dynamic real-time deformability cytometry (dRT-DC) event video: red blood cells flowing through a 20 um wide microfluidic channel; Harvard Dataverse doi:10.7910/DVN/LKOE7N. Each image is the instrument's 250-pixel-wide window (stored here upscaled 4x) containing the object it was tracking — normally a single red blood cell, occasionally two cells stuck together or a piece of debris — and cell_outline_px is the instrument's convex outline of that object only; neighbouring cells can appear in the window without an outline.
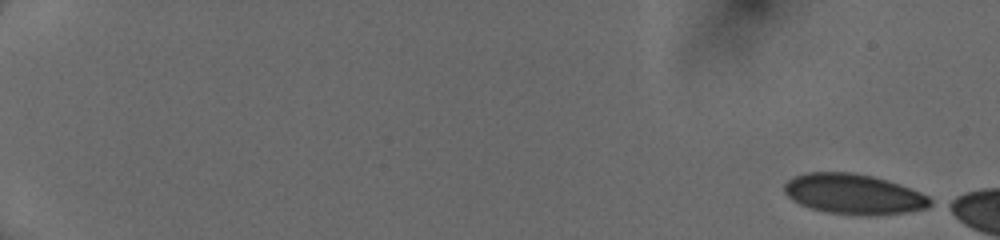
{"species": "human", "species_latin": "Homo sapiens", "temperature_condition": "cold", "stored_images_in_passage": 8, "camera_frame_rate_fps": 3000, "um_per_image_px": 0.085, "donor": {"sex": "female"}, "frame": {"image": 1, "passage_image": 1, "time_ms": 0.0, "image_size_px": [1000, 240], "cell_outline_px": [[936, 204], [928, 208], [908, 212], [876, 216], [860, 216], [828, 212], [812, 208], [800, 204], [792, 200], [784, 192], [784, 184], [792, 176], [808, 172], [852, 172], [872, 176], [888, 180], [920, 192], [936, 200]], "centroid_in_image_um": [72.62, 16.51], "position_along_channel_um": 12.4, "area_um2": 34.74}}